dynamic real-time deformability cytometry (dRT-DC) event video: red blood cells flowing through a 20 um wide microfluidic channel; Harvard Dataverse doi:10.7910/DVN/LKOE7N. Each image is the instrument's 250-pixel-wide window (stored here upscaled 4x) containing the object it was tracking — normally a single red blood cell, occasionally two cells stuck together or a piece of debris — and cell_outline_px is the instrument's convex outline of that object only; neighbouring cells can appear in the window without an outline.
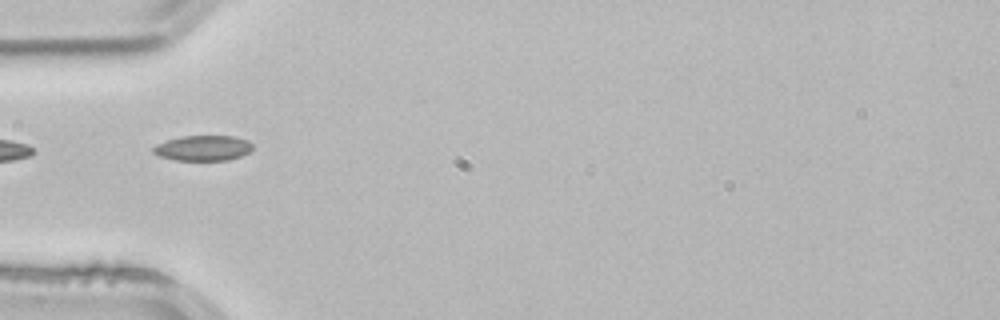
{"species": "common noctule bat (a hibernating species)", "species_latin": "Nyctalus noctula", "temperature_condition": "room temperature", "stored_images_in_passage": 1, "camera_frame_rate_fps": 3000, "um_per_image_px": 0.085, "animal": {"sex": "male", "body_mass_g": 21.5, "forearm_length_mm": 52.0}, "frame": {"image": 1, "passage_image": 1, "time_ms": 0.0, "image_size_px": [1000, 320], "cell_outline_px": [[252, 148], [248, 152], [240, 156], [228, 160], [176, 160], [160, 156], [152, 152], [152, 148], [156, 144], [180, 136], [232, 136], [248, 140], [252, 144]], "centroid_in_image_um": [17.24, 12.58], "position_along_channel_um": 67.8, "area_um2": 14.57}}